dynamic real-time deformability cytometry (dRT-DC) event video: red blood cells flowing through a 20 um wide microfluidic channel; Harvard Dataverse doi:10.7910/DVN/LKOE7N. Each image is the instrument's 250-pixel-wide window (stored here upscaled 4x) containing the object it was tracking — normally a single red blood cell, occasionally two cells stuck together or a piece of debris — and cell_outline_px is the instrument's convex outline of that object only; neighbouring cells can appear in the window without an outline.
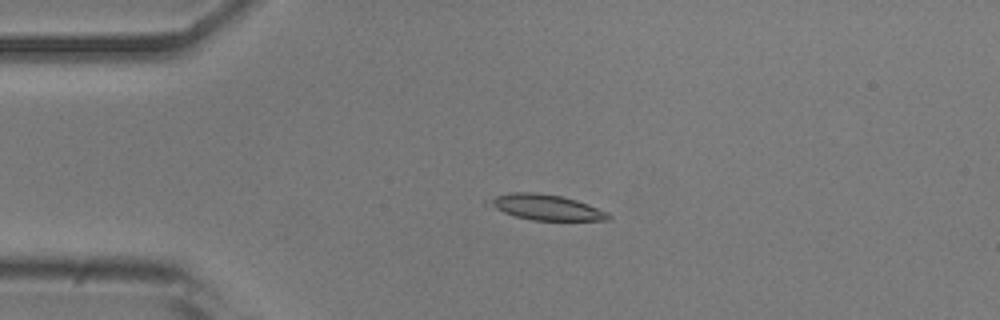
{"species": "common noctule bat (a hibernating species)", "species_latin": "Nyctalus noctula", "temperature_condition": "room temperature", "stored_images_in_passage": 14, "camera_frame_rate_fps": 3000, "um_per_image_px": 0.085, "animal": {"sex": "male", "body_mass_g": 20.5, "forearm_length_mm": 52.5}, "frame": {"image": 1, "passage_image": 11, "time_ms": 3.333, "image_size_px": [1000, 320], "cell_outline_px": [[612, 220], [532, 220], [516, 216], [504, 212], [484, 204], [484, 200], [496, 196], [512, 192], [536, 192], [560, 196], [576, 200], [588, 204], [608, 212], [612, 216]], "centroid_in_image_um": [46.39, 17.61], "position_along_channel_um": 38.6, "area_um2": 17.8}}